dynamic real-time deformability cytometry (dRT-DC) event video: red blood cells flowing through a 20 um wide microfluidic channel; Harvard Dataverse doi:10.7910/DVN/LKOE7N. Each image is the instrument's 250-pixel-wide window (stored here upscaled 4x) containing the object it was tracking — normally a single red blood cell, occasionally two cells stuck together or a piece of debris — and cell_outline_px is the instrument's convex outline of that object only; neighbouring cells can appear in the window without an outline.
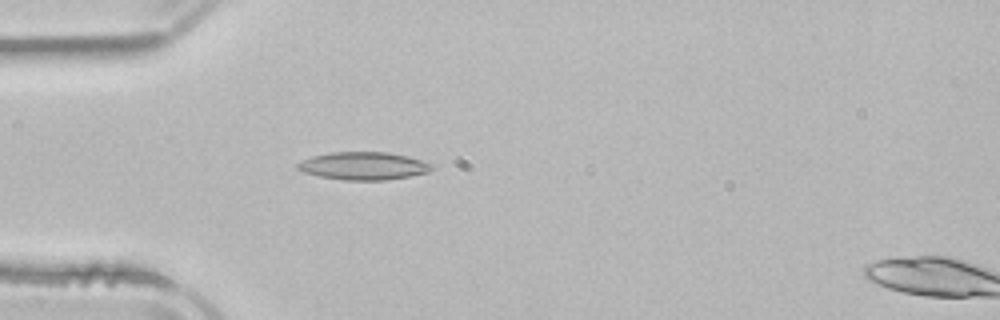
{"species": "common noctule bat (a hibernating species)", "species_latin": "Nyctalus noctula", "temperature_condition": "room temperature", "stored_images_in_passage": 4, "camera_frame_rate_fps": 3000, "um_per_image_px": 0.085, "animal": {"sex": "male", "body_mass_g": 21.5, "forearm_length_mm": 52.0}, "frame": {"image": 1, "passage_image": 3, "time_ms": 3.0, "image_size_px": [1000, 320], "cell_outline_px": [[436, 164], [428, 172], [388, 180], [344, 180], [320, 176], [304, 172], [296, 168], [296, 164], [312, 156], [332, 152], [388, 152], [408, 156]], "centroid_in_image_um": [30.93, 14.1], "position_along_channel_um": 54.1, "area_um2": 21.73}}